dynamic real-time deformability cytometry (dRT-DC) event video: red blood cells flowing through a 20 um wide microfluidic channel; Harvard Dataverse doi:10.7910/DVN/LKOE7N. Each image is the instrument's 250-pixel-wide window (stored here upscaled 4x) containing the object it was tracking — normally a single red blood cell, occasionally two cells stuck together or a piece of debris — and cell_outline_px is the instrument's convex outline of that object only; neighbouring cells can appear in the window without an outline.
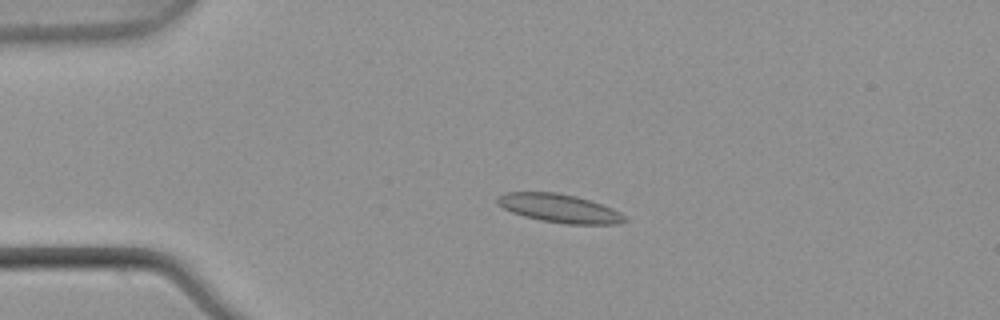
{"species": "common noctule bat (a hibernating species)", "species_latin": "Nyctalus noctula", "temperature_condition": "warm", "stored_images_in_passage": 4, "camera_frame_rate_fps": 3000, "um_per_image_px": 0.085, "animal": {"sex": "male", "body_mass_g": 21.5, "forearm_length_mm": 52.0}, "frame": {"image": 1, "passage_image": 3, "time_ms": 0.667, "image_size_px": [1000, 320], "cell_outline_px": [[628, 220], [620, 224], [568, 224], [540, 220], [524, 216], [512, 212], [496, 204], [496, 196], [504, 192], [556, 192], [576, 196], [612, 208], [620, 212]], "centroid_in_image_um": [47.51, 17.7], "position_along_channel_um": 37.5, "area_um2": 21.15}}